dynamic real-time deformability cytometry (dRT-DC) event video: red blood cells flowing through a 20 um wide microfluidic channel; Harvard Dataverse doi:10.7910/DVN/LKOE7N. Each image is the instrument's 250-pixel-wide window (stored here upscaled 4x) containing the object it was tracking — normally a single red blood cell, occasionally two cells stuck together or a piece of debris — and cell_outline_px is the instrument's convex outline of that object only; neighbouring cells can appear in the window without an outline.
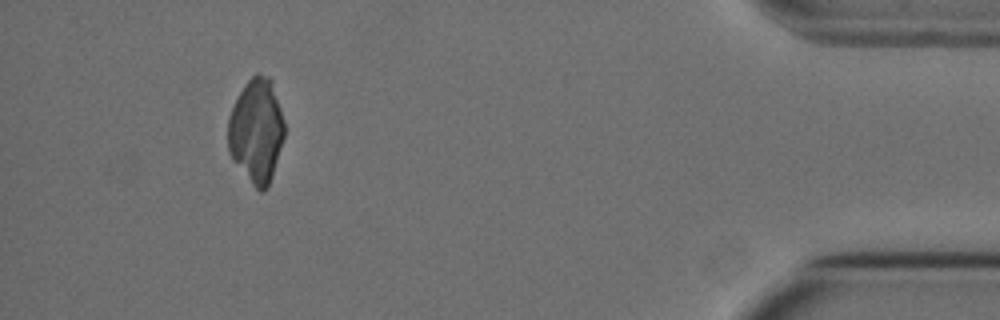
{"species": "Egyptian fruit bat (a non-hibernating species)", "species_latin": "Rousettus aegyptiacus", "temperature_condition": "cold", "stored_images_in_passage": 49, "camera_frame_rate_fps": 3000, "um_per_image_px": 0.085, "animal": {"sex": "female"}, "frame": {"image": 1, "passage_image": 45, "time_ms": 14.667, "image_size_px": [1000, 320], "cell_outline_px": [[284, 136], [272, 176], [268, 188], [264, 192], [260, 192], [252, 184], [232, 160], [228, 152], [228, 116], [244, 84], [256, 72], [268, 76], [272, 80], [284, 120]], "centroid_in_image_um": [21.78, 11.11], "position_along_channel_um": 413.4, "area_um2": 34.39}}